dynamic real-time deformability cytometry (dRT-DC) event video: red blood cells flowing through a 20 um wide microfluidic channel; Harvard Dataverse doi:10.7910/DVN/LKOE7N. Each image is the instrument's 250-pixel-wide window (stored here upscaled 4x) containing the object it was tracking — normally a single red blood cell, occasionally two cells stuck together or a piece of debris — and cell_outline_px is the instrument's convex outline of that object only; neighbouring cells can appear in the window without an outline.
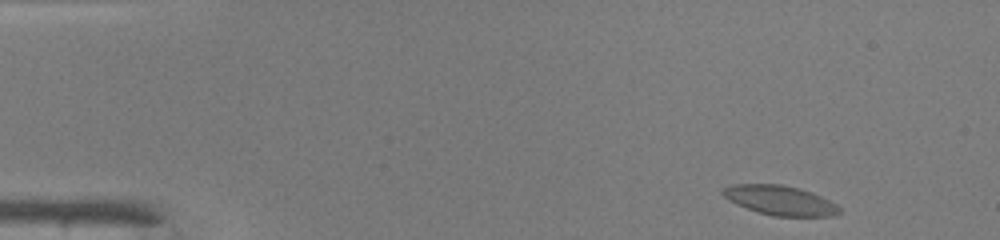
{"species": "common noctule bat (a hibernating species)", "species_latin": "Nyctalus noctula", "temperature_condition": "warm", "stored_images_in_passage": 47, "camera_frame_rate_fps": 3000, "um_per_image_px": 0.085, "animal": {"sex": "male", "body_mass_g": 19.0, "forearm_length_mm": 50.8}, "frame": {"image": 1, "passage_image": 2, "time_ms": 0.333, "image_size_px": [1000, 240], "cell_outline_px": [[840, 212], [836, 216], [772, 216], [756, 212], [736, 204], [728, 200], [720, 192], [724, 188], [732, 184], [780, 184], [800, 188], [812, 192], [836, 204], [840, 208]], "centroid_in_image_um": [66.29, 17.03], "position_along_channel_um": 18.7, "area_um2": 20.17}}
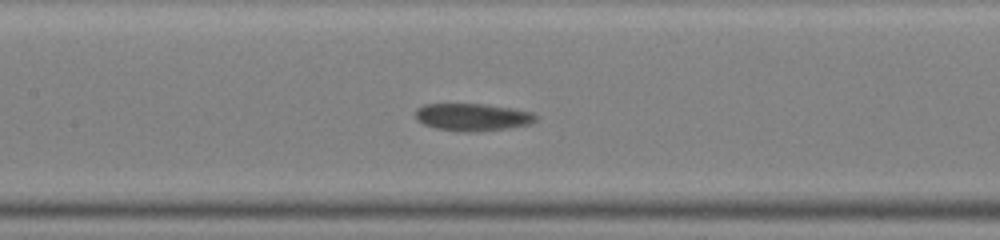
{"frame": {"image": 2, "passage_image": 21, "time_ms": 6.667, "image_size_px": [1000, 240], "cell_outline_px": [[540, 116], [532, 124], [508, 128], [468, 132], [460, 132], [436, 128], [424, 124], [416, 120], [416, 108], [424, 104], [484, 104], [512, 108], [532, 112]], "centroid_in_image_um": [40.19, 9.95], "position_along_channel_um": 167.2, "area_um2": 19.36}}
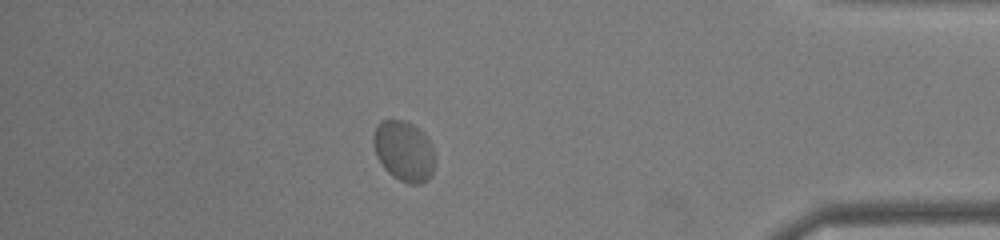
{"frame": {"image": 3, "passage_image": 41, "time_ms": 13.333, "image_size_px": [1000, 240], "cell_outline_px": [[432, 172], [428, 180], [420, 184], [408, 184], [392, 176], [384, 168], [376, 156], [372, 144], [372, 136], [376, 124], [380, 120], [404, 120], [412, 124], [424, 132], [432, 148]], "centroid_in_image_um": [34.27, 12.82], "position_along_channel_um": 400.9, "area_um2": 21.68}, "authors_computed_cell_mechanics": {"area_um2": 19.5942, "velocity_mm_per_s": 4.0218, "shape_relaxation_time_tau1_ms": 5.2621, "shape_relaxation_time_tau2_ms": null, "deformation_change_tau1": 0.1125, "deformation_change_tau2": null}}